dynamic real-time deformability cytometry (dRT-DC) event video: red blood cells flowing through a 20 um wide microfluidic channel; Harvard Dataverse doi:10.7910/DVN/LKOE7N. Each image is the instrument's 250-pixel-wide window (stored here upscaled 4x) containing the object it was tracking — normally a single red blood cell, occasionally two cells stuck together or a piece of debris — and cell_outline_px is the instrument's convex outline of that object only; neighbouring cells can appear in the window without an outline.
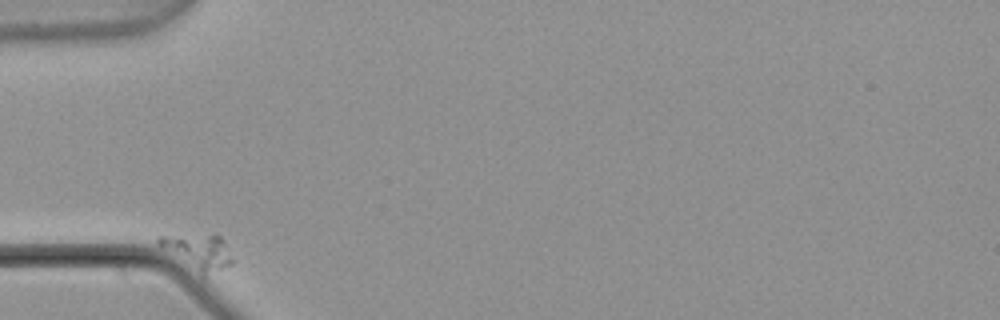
{"species": "common noctule bat (a hibernating species)", "species_latin": "Nyctalus noctula", "temperature_condition": "warm", "stored_images_in_passage": 2, "camera_frame_rate_fps": 3000, "um_per_image_px": 0.085, "animal": {"sex": "male", "body_mass_g": 21.5, "forearm_length_mm": 52.0}, "frame": {"image": 1, "passage_image": 1, "time_ms": 0.0, "image_size_px": [1000, 320], "cell_outline_px": [[232, 264], [204, 276], [200, 276], [156, 244], [156, 240], [160, 236], [220, 236], [232, 260]], "centroid_in_image_um": [16.79, 21.45], "position_along_channel_um": 68.2, "area_um2": 14.57}}